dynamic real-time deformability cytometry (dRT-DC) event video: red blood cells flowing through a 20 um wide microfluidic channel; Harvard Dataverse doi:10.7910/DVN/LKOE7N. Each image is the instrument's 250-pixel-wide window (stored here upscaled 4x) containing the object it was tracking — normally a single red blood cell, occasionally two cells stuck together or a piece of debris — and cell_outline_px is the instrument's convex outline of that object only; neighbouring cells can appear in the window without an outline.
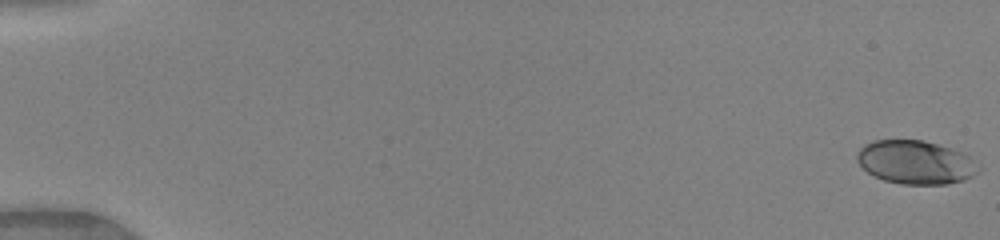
{"species": "human", "species_latin": "Homo sapiens", "temperature_condition": "warm", "stored_images_in_passage": 50, "camera_frame_rate_fps": 3000, "um_per_image_px": 0.085, "donor": {"sex": "female"}, "frame": {"image": 1, "passage_image": 1, "time_ms": 0.0, "image_size_px": [1000, 240], "cell_outline_px": [[984, 168], [980, 172], [964, 180], [948, 184], [900, 184], [884, 180], [868, 172], [856, 160], [856, 152], [864, 144], [872, 140], [924, 140], [964, 152]], "centroid_in_image_um": [77.87, 13.79], "position_along_channel_um": 7.1, "area_um2": 31.21}}
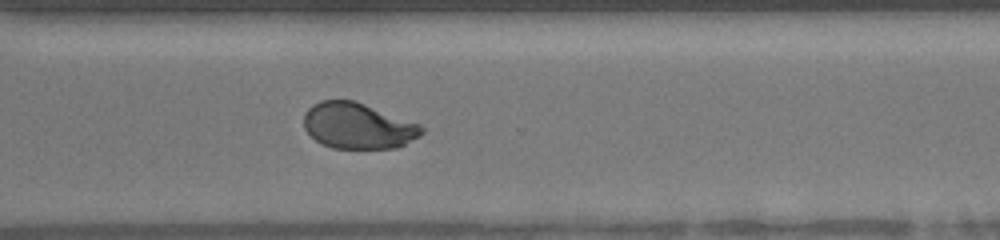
{"frame": {"image": 2, "passage_image": 38, "time_ms": 12.333, "image_size_px": [1000, 240], "cell_outline_px": [[424, 132], [420, 136], [396, 148], [332, 148], [320, 144], [304, 128], [304, 112], [312, 104], [320, 100], [352, 100], [364, 104], [420, 124], [424, 128]], "centroid_in_image_um": [30.4, 10.7], "position_along_channel_um": 340.2, "area_um2": 31.44}}
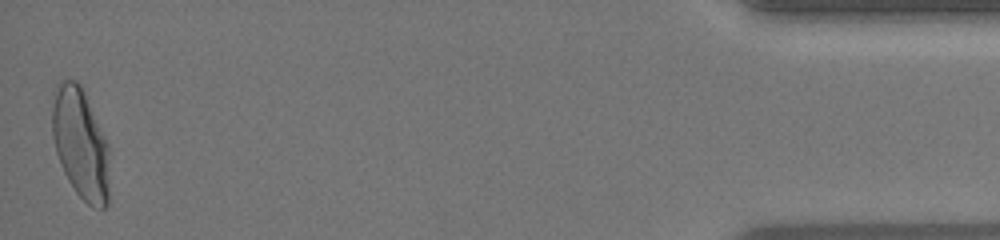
{"frame": {"image": 3, "passage_image": 50, "time_ms": 16.333, "image_size_px": [1000, 240], "cell_outline_px": [[108, 204], [104, 208], [92, 208], [76, 192], [68, 180], [60, 164], [56, 152], [52, 136], [52, 104], [56, 84], [64, 80], [76, 80], [80, 84], [108, 144]], "centroid_in_image_um": [6.82, 12.22], "position_along_channel_um": 428.4, "area_um2": 36.7}, "authors_computed_cell_mechanics": {"area_um2": 32.5992, "velocity_mm_per_s": 4.1441, "shape_relaxation_time_tau1_ms": 4.3105, "shape_relaxation_time_tau2_ms": null, "deformation_change_tau1": 0.1969, "deformation_change_tau2": null}}